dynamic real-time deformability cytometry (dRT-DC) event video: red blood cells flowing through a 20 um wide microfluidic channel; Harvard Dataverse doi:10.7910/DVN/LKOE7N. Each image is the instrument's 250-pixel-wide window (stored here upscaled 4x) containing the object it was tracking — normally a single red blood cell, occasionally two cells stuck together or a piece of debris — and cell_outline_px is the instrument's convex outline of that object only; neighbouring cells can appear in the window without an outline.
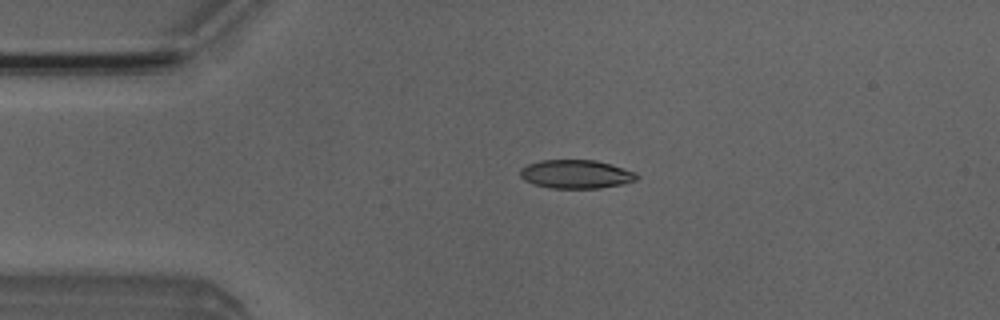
{"species": "Egyptian fruit bat (a non-hibernating species)", "species_latin": "Rousettus aegyptiacus", "temperature_condition": "room temperature", "stored_images_in_passage": 2, "camera_frame_rate_fps": 3000, "um_per_image_px": 0.085, "animal": {"sex": "male"}, "frame": {"image": 1, "passage_image": 1, "time_ms": 0.0, "image_size_px": [1000, 320], "cell_outline_px": [[640, 176], [636, 180], [624, 184], [600, 188], [552, 188], [532, 184], [524, 180], [520, 176], [520, 168], [528, 164], [540, 160], [596, 160], [612, 164], [636, 172]], "centroid_in_image_um": [48.98, 14.8], "position_along_channel_um": 36.0, "area_um2": 19.65}}